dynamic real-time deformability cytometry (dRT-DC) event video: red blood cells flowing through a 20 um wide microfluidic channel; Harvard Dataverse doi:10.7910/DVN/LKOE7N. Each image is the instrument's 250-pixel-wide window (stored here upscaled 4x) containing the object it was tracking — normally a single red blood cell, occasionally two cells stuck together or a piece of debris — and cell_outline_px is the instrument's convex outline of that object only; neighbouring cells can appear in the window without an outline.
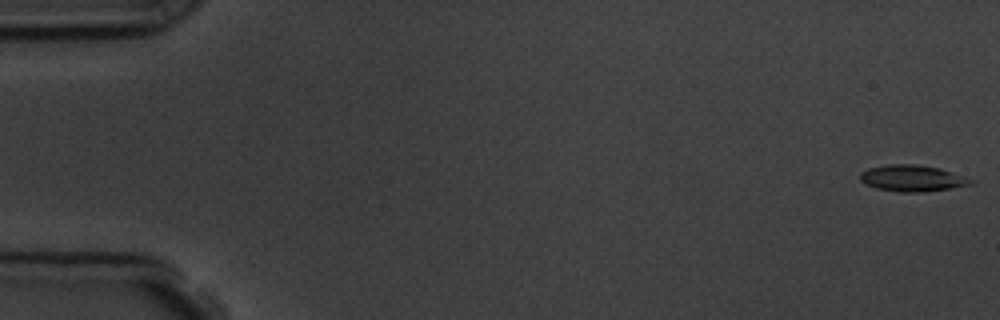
{"species": "common noctule bat (a hibernating species)", "species_latin": "Nyctalus noctula", "temperature_condition": "room temperature", "stored_images_in_passage": 6, "camera_frame_rate_fps": 3000, "um_per_image_px": 0.085, "animal": {"sex": "male", "body_mass_g": 19.5, "forearm_length_mm": 54.6}, "frame": {"image": 1, "passage_image": 1, "time_ms": 0.0, "image_size_px": [1000, 320], "cell_outline_px": [[976, 180], [972, 184], [948, 188], [920, 192], [900, 192], [876, 188], [860, 180], [860, 172], [868, 168], [888, 164], [916, 164], [940, 168]], "centroid_in_image_um": [77.54, 15.14], "position_along_channel_um": 7.5, "area_um2": 16.88}}
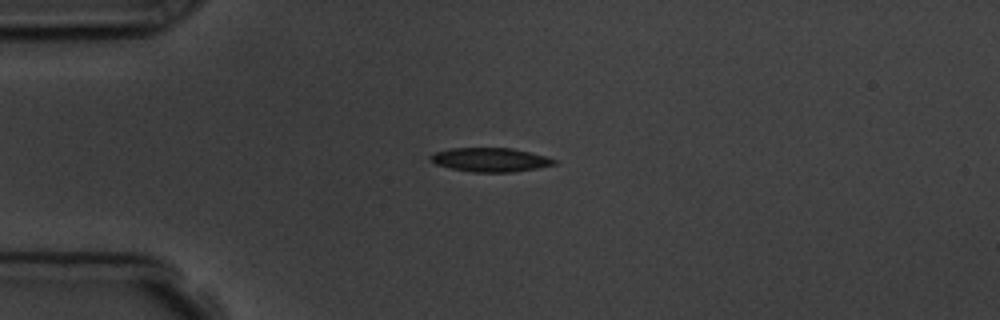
{"frame": {"image": 2, "passage_image": 4, "time_ms": 4.333, "image_size_px": [1000, 320], "cell_outline_px": [[556, 164], [536, 168], [512, 172], [472, 172], [452, 168], [436, 164], [428, 156], [436, 152], [448, 148], [512, 148], [544, 156], [556, 160]], "centroid_in_image_um": [41.65, 13.57], "position_along_channel_um": 43.3, "area_um2": 16.99}}